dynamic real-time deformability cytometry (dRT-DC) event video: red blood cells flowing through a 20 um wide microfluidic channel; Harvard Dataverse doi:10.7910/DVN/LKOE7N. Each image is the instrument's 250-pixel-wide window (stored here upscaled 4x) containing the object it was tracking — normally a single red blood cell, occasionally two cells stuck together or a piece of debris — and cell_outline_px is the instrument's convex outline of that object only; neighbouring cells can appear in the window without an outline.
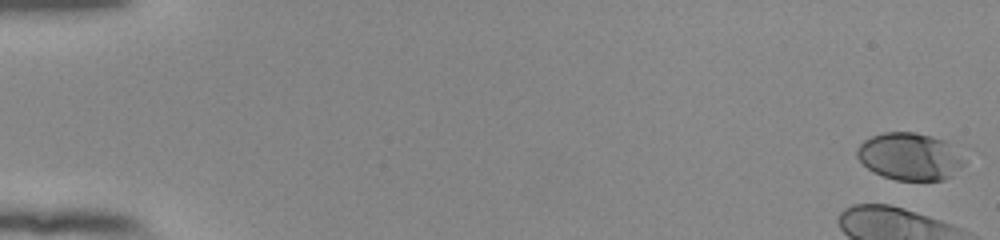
{"species": "human", "species_latin": "Homo sapiens", "temperature_condition": "room temperature", "stored_images_in_passage": 53, "camera_frame_rate_fps": 3000, "um_per_image_px": 0.085, "donor": {"sex": "female"}, "frame": {"image": 1, "passage_image": 1, "time_ms": 0.0, "image_size_px": [1000, 240], "cell_outline_px": [[964, 164], [952, 176], [944, 180], [896, 180], [872, 172], [856, 156], [856, 148], [864, 140], [872, 136], [884, 132], [916, 132], [932, 136], [944, 140], [964, 160]], "centroid_in_image_um": [77.29, 13.3], "position_along_channel_um": 7.7, "area_um2": 29.36}}